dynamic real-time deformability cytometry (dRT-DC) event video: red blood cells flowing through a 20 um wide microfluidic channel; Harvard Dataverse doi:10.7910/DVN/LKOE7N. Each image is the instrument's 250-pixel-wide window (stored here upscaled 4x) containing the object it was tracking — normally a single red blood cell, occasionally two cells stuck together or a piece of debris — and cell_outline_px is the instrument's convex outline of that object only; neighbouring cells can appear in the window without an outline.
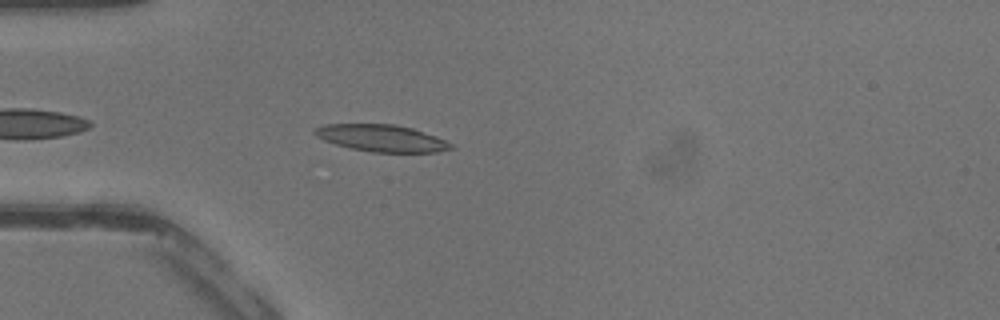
{"species": "common noctule bat (a hibernating species)", "species_latin": "Nyctalus noctula", "temperature_condition": "warm", "stored_images_in_passage": 8, "camera_frame_rate_fps": 3000, "um_per_image_px": 0.085, "animal": {"sex": "male", "body_mass_g": 13.3}, "frame": {"image": 1, "passage_image": 3, "time_ms": 0.667, "image_size_px": [1000, 320], "cell_outline_px": [[456, 148], [436, 152], [372, 152], [352, 148], [336, 144], [324, 140], [316, 136], [312, 132], [316, 128], [324, 124], [392, 124], [412, 128], [436, 136], [452, 144]], "centroid_in_image_um": [32.44, 11.74], "position_along_channel_um": 52.6, "area_um2": 21.21}}
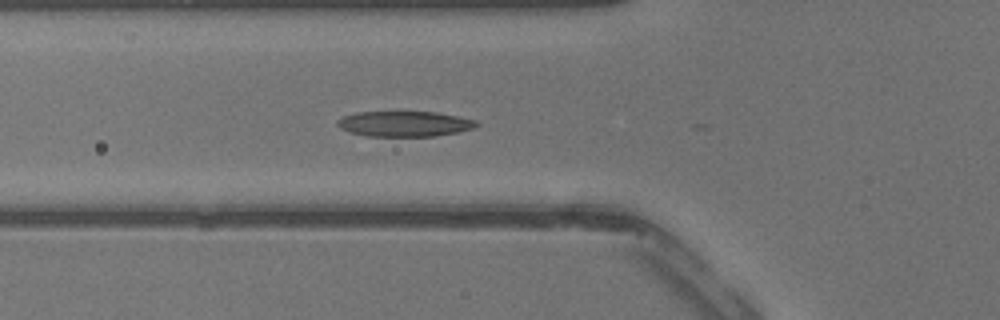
{"frame": {"image": 2, "passage_image": 6, "time_ms": 1.667, "image_size_px": [1000, 320], "cell_outline_px": [[480, 124], [472, 128], [460, 132], [432, 136], [368, 136], [352, 132], [340, 128], [336, 124], [336, 120], [344, 116], [356, 112], [436, 112], [476, 120]], "centroid_in_image_um": [34.38, 10.52], "position_along_channel_um": 91.4, "area_um2": 20.46}}